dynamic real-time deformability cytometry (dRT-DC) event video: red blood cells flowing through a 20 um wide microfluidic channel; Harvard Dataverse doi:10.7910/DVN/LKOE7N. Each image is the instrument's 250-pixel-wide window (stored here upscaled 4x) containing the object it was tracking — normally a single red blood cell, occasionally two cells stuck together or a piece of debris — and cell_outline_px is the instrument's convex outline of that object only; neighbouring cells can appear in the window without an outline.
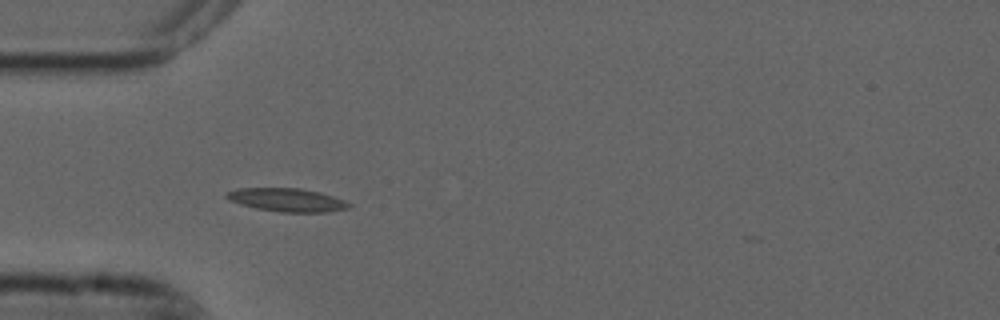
{"species": "common noctule bat (a hibernating species)", "species_latin": "Nyctalus noctula", "temperature_condition": "cold", "stored_images_in_passage": 4, "camera_frame_rate_fps": 3000, "um_per_image_px": 0.085, "animal": {"sex": "male", "forearm_length_mm": 52.5}, "frame": {"image": 1, "passage_image": 3, "time_ms": 0.667, "image_size_px": [1000, 320], "cell_outline_px": [[352, 204], [348, 208], [328, 212], [280, 212], [256, 208], [240, 204], [228, 200], [224, 196], [224, 192], [236, 188], [300, 188], [320, 192], [344, 200]], "centroid_in_image_um": [24.34, 16.99], "position_along_channel_um": 60.7, "area_um2": 16.76}}
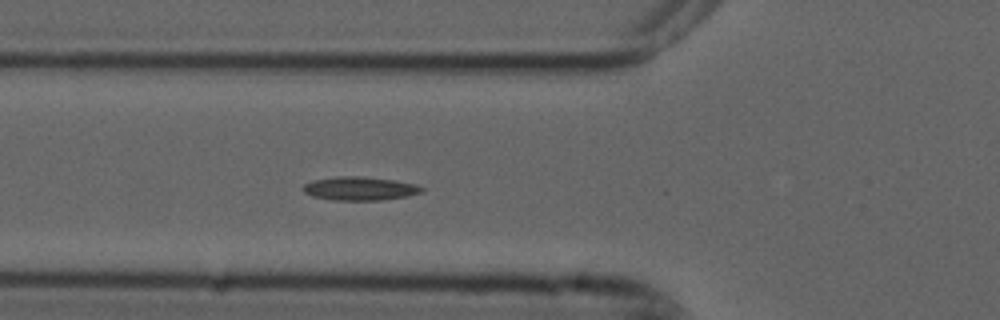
{"frame": {"image": 2, "passage_image": 4, "time_ms": 1.0, "image_size_px": [1000, 320], "cell_outline_px": [[424, 192], [408, 196], [380, 200], [332, 200], [312, 196], [304, 192], [304, 184], [312, 180], [336, 176], [360, 176], [392, 180], [416, 184], [424, 188]], "centroid_in_image_um": [30.59, 16.02], "position_along_channel_um": 95.2, "area_um2": 16.3}}